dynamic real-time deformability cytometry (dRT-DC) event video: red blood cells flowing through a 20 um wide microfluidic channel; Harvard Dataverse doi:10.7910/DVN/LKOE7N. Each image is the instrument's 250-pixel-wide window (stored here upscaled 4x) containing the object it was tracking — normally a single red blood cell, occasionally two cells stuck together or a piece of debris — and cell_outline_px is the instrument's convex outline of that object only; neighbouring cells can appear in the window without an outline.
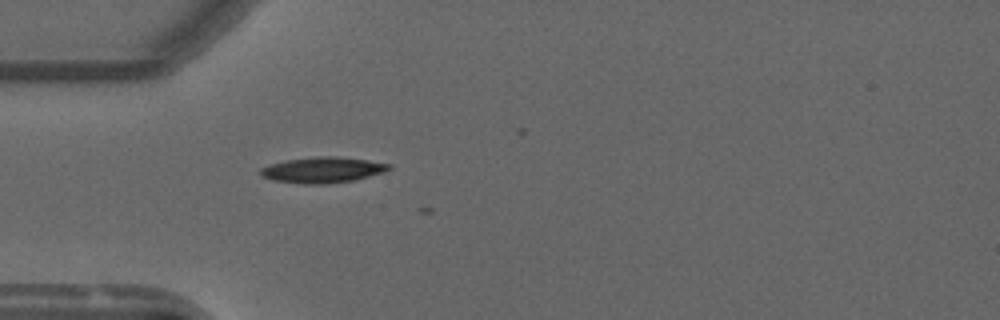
{"species": "common noctule bat (a hibernating species)", "species_latin": "Nyctalus noctula", "temperature_condition": "warm", "stored_images_in_passage": 6, "camera_frame_rate_fps": 3000, "um_per_image_px": 0.085, "animal": {"sex": "male", "forearm_length_mm": 52.5}, "frame": {"image": 1, "passage_image": 2, "time_ms": 0.333, "image_size_px": [1000, 320], "cell_outline_px": [[392, 168], [384, 172], [352, 180], [324, 184], [304, 184], [272, 180], [260, 176], [260, 168], [272, 164], [288, 160], [316, 156], [336, 156], [368, 160], [392, 164]], "centroid_in_image_um": [27.43, 14.44], "position_along_channel_um": 57.6, "area_um2": 19.19}}